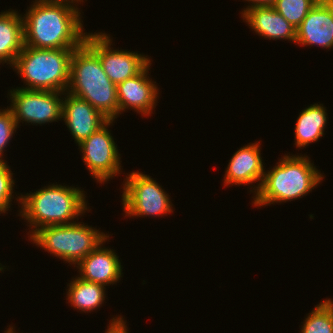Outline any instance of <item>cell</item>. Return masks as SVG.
<instances>
[{
    "label": "cell",
    "instance_id": "cell-8",
    "mask_svg": "<svg viewBox=\"0 0 333 333\" xmlns=\"http://www.w3.org/2000/svg\"><path fill=\"white\" fill-rule=\"evenodd\" d=\"M64 93L20 87L10 90L11 105L9 108L14 115L17 127L23 121L34 125L60 121L63 101L61 96Z\"/></svg>",
    "mask_w": 333,
    "mask_h": 333
},
{
    "label": "cell",
    "instance_id": "cell-14",
    "mask_svg": "<svg viewBox=\"0 0 333 333\" xmlns=\"http://www.w3.org/2000/svg\"><path fill=\"white\" fill-rule=\"evenodd\" d=\"M333 47V1L316 3L296 29L295 44Z\"/></svg>",
    "mask_w": 333,
    "mask_h": 333
},
{
    "label": "cell",
    "instance_id": "cell-28",
    "mask_svg": "<svg viewBox=\"0 0 333 333\" xmlns=\"http://www.w3.org/2000/svg\"><path fill=\"white\" fill-rule=\"evenodd\" d=\"M0 266H1L0 271H3L4 269H6V267L5 268L2 267L1 263H0Z\"/></svg>",
    "mask_w": 333,
    "mask_h": 333
},
{
    "label": "cell",
    "instance_id": "cell-18",
    "mask_svg": "<svg viewBox=\"0 0 333 333\" xmlns=\"http://www.w3.org/2000/svg\"><path fill=\"white\" fill-rule=\"evenodd\" d=\"M326 107L311 104L300 112L295 125V145L299 149L317 142L323 135L327 123Z\"/></svg>",
    "mask_w": 333,
    "mask_h": 333
},
{
    "label": "cell",
    "instance_id": "cell-1",
    "mask_svg": "<svg viewBox=\"0 0 333 333\" xmlns=\"http://www.w3.org/2000/svg\"><path fill=\"white\" fill-rule=\"evenodd\" d=\"M33 2L25 16H22L25 46L37 49H77L84 43L87 32L83 33L81 13L75 4L83 0Z\"/></svg>",
    "mask_w": 333,
    "mask_h": 333
},
{
    "label": "cell",
    "instance_id": "cell-22",
    "mask_svg": "<svg viewBox=\"0 0 333 333\" xmlns=\"http://www.w3.org/2000/svg\"><path fill=\"white\" fill-rule=\"evenodd\" d=\"M14 184L15 180L9 165L6 162H0V214L6 213L12 204Z\"/></svg>",
    "mask_w": 333,
    "mask_h": 333
},
{
    "label": "cell",
    "instance_id": "cell-10",
    "mask_svg": "<svg viewBox=\"0 0 333 333\" xmlns=\"http://www.w3.org/2000/svg\"><path fill=\"white\" fill-rule=\"evenodd\" d=\"M113 125V120H109L105 125L90 135L87 139L78 144L83 153L82 159L91 176L98 183H105L117 174L121 173V157L117 149L109 125Z\"/></svg>",
    "mask_w": 333,
    "mask_h": 333
},
{
    "label": "cell",
    "instance_id": "cell-13",
    "mask_svg": "<svg viewBox=\"0 0 333 333\" xmlns=\"http://www.w3.org/2000/svg\"><path fill=\"white\" fill-rule=\"evenodd\" d=\"M261 144L257 141L241 147L237 150L232 158L230 159L227 170L224 175V185H247L254 182H260L253 185V190L250 192H257L260 189L264 178V162H262L260 146Z\"/></svg>",
    "mask_w": 333,
    "mask_h": 333
},
{
    "label": "cell",
    "instance_id": "cell-6",
    "mask_svg": "<svg viewBox=\"0 0 333 333\" xmlns=\"http://www.w3.org/2000/svg\"><path fill=\"white\" fill-rule=\"evenodd\" d=\"M109 235L85 223L39 228L29 239L48 253L69 264H78Z\"/></svg>",
    "mask_w": 333,
    "mask_h": 333
},
{
    "label": "cell",
    "instance_id": "cell-25",
    "mask_svg": "<svg viewBox=\"0 0 333 333\" xmlns=\"http://www.w3.org/2000/svg\"><path fill=\"white\" fill-rule=\"evenodd\" d=\"M246 1L250 2L251 6L248 5L245 9H243L241 14H243L247 9L252 7H272L277 0H246Z\"/></svg>",
    "mask_w": 333,
    "mask_h": 333
},
{
    "label": "cell",
    "instance_id": "cell-21",
    "mask_svg": "<svg viewBox=\"0 0 333 333\" xmlns=\"http://www.w3.org/2000/svg\"><path fill=\"white\" fill-rule=\"evenodd\" d=\"M315 4L312 0H277L272 7L297 29Z\"/></svg>",
    "mask_w": 333,
    "mask_h": 333
},
{
    "label": "cell",
    "instance_id": "cell-3",
    "mask_svg": "<svg viewBox=\"0 0 333 333\" xmlns=\"http://www.w3.org/2000/svg\"><path fill=\"white\" fill-rule=\"evenodd\" d=\"M67 92L89 102L109 120L119 116L117 85L104 72L99 57L83 43L70 60Z\"/></svg>",
    "mask_w": 333,
    "mask_h": 333
},
{
    "label": "cell",
    "instance_id": "cell-4",
    "mask_svg": "<svg viewBox=\"0 0 333 333\" xmlns=\"http://www.w3.org/2000/svg\"><path fill=\"white\" fill-rule=\"evenodd\" d=\"M272 169L264 172L254 206L293 201L307 195L324 178L306 155H284Z\"/></svg>",
    "mask_w": 333,
    "mask_h": 333
},
{
    "label": "cell",
    "instance_id": "cell-9",
    "mask_svg": "<svg viewBox=\"0 0 333 333\" xmlns=\"http://www.w3.org/2000/svg\"><path fill=\"white\" fill-rule=\"evenodd\" d=\"M110 35L103 32L87 33L84 43L99 57L103 70L110 80L118 85L139 74L151 61L138 52L117 50Z\"/></svg>",
    "mask_w": 333,
    "mask_h": 333
},
{
    "label": "cell",
    "instance_id": "cell-2",
    "mask_svg": "<svg viewBox=\"0 0 333 333\" xmlns=\"http://www.w3.org/2000/svg\"><path fill=\"white\" fill-rule=\"evenodd\" d=\"M83 192L78 187L53 183L34 193L18 196L16 200L21 205L19 216L33 229L29 231L28 238L42 227L75 223L74 219H79L78 216L84 215L88 209Z\"/></svg>",
    "mask_w": 333,
    "mask_h": 333
},
{
    "label": "cell",
    "instance_id": "cell-19",
    "mask_svg": "<svg viewBox=\"0 0 333 333\" xmlns=\"http://www.w3.org/2000/svg\"><path fill=\"white\" fill-rule=\"evenodd\" d=\"M68 284L67 299L71 307L82 312L97 310L105 301L106 287L94 282H88L80 277H75ZM97 308V309H96Z\"/></svg>",
    "mask_w": 333,
    "mask_h": 333
},
{
    "label": "cell",
    "instance_id": "cell-11",
    "mask_svg": "<svg viewBox=\"0 0 333 333\" xmlns=\"http://www.w3.org/2000/svg\"><path fill=\"white\" fill-rule=\"evenodd\" d=\"M150 66L151 62L139 74L117 85L119 114L126 109H134L144 116L153 113L159 88L148 76Z\"/></svg>",
    "mask_w": 333,
    "mask_h": 333
},
{
    "label": "cell",
    "instance_id": "cell-12",
    "mask_svg": "<svg viewBox=\"0 0 333 333\" xmlns=\"http://www.w3.org/2000/svg\"><path fill=\"white\" fill-rule=\"evenodd\" d=\"M64 94L61 118L65 121L70 134H72L78 145L105 125L109 119L96 110L89 102L68 92Z\"/></svg>",
    "mask_w": 333,
    "mask_h": 333
},
{
    "label": "cell",
    "instance_id": "cell-27",
    "mask_svg": "<svg viewBox=\"0 0 333 333\" xmlns=\"http://www.w3.org/2000/svg\"><path fill=\"white\" fill-rule=\"evenodd\" d=\"M7 331H4L5 333H15L16 331H14L13 326H9V328H7Z\"/></svg>",
    "mask_w": 333,
    "mask_h": 333
},
{
    "label": "cell",
    "instance_id": "cell-5",
    "mask_svg": "<svg viewBox=\"0 0 333 333\" xmlns=\"http://www.w3.org/2000/svg\"><path fill=\"white\" fill-rule=\"evenodd\" d=\"M74 49L23 47L11 66L24 80V89L67 92Z\"/></svg>",
    "mask_w": 333,
    "mask_h": 333
},
{
    "label": "cell",
    "instance_id": "cell-15",
    "mask_svg": "<svg viewBox=\"0 0 333 333\" xmlns=\"http://www.w3.org/2000/svg\"><path fill=\"white\" fill-rule=\"evenodd\" d=\"M109 238L108 236L83 258L77 264L78 266H74L79 269V277L81 279L103 286L113 285L121 279L123 268L119 256H117V253L113 249L103 247V243L108 241Z\"/></svg>",
    "mask_w": 333,
    "mask_h": 333
},
{
    "label": "cell",
    "instance_id": "cell-7",
    "mask_svg": "<svg viewBox=\"0 0 333 333\" xmlns=\"http://www.w3.org/2000/svg\"><path fill=\"white\" fill-rule=\"evenodd\" d=\"M122 204L125 216H163L173 213L168 193L151 176L134 171L124 181Z\"/></svg>",
    "mask_w": 333,
    "mask_h": 333
},
{
    "label": "cell",
    "instance_id": "cell-24",
    "mask_svg": "<svg viewBox=\"0 0 333 333\" xmlns=\"http://www.w3.org/2000/svg\"><path fill=\"white\" fill-rule=\"evenodd\" d=\"M121 317L122 315L119 317H113V319L110 320V325L108 324V329L105 333H128L126 321Z\"/></svg>",
    "mask_w": 333,
    "mask_h": 333
},
{
    "label": "cell",
    "instance_id": "cell-17",
    "mask_svg": "<svg viewBox=\"0 0 333 333\" xmlns=\"http://www.w3.org/2000/svg\"><path fill=\"white\" fill-rule=\"evenodd\" d=\"M24 47L23 17L16 10L0 13V64L13 65Z\"/></svg>",
    "mask_w": 333,
    "mask_h": 333
},
{
    "label": "cell",
    "instance_id": "cell-20",
    "mask_svg": "<svg viewBox=\"0 0 333 333\" xmlns=\"http://www.w3.org/2000/svg\"><path fill=\"white\" fill-rule=\"evenodd\" d=\"M300 333H333V300L326 299L307 314Z\"/></svg>",
    "mask_w": 333,
    "mask_h": 333
},
{
    "label": "cell",
    "instance_id": "cell-26",
    "mask_svg": "<svg viewBox=\"0 0 333 333\" xmlns=\"http://www.w3.org/2000/svg\"><path fill=\"white\" fill-rule=\"evenodd\" d=\"M314 1L315 3H328V2H331L333 0H312Z\"/></svg>",
    "mask_w": 333,
    "mask_h": 333
},
{
    "label": "cell",
    "instance_id": "cell-23",
    "mask_svg": "<svg viewBox=\"0 0 333 333\" xmlns=\"http://www.w3.org/2000/svg\"><path fill=\"white\" fill-rule=\"evenodd\" d=\"M0 109V162H4L3 153L4 148L10 142L13 134L16 132L17 123L14 119V115L9 107L7 109Z\"/></svg>",
    "mask_w": 333,
    "mask_h": 333
},
{
    "label": "cell",
    "instance_id": "cell-16",
    "mask_svg": "<svg viewBox=\"0 0 333 333\" xmlns=\"http://www.w3.org/2000/svg\"><path fill=\"white\" fill-rule=\"evenodd\" d=\"M241 17L259 36L270 40L285 39L295 43L296 28L273 7H252Z\"/></svg>",
    "mask_w": 333,
    "mask_h": 333
}]
</instances>
